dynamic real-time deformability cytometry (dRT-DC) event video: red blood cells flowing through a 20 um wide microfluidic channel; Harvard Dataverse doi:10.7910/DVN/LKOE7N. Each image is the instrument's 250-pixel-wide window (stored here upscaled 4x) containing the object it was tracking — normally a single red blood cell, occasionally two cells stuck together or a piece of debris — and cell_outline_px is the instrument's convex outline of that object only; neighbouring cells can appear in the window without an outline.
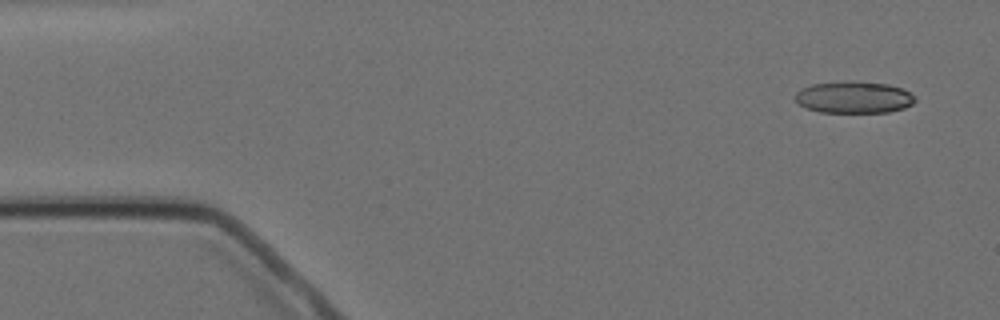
{"species": "Egyptian fruit bat (a non-hibernating species)", "species_latin": "Rousettus aegyptiacus", "temperature_condition": "cold", "stored_images_in_passage": 6, "camera_frame_rate_fps": 3000, "um_per_image_px": 0.085, "animal": {"sex": "female"}, "frame": {"image": 1, "passage_image": 1, "time_ms": 0.0, "image_size_px": [1000, 320], "cell_outline_px": [[916, 100], [912, 104], [904, 108], [888, 112], [820, 112], [808, 108], [800, 104], [792, 96], [796, 92], [812, 84], [840, 80], [852, 80], [888, 84], [904, 88], [916, 96]], "centroid_in_image_um": [72.6, 8.24], "position_along_channel_um": 12.4, "area_um2": 22.6}}
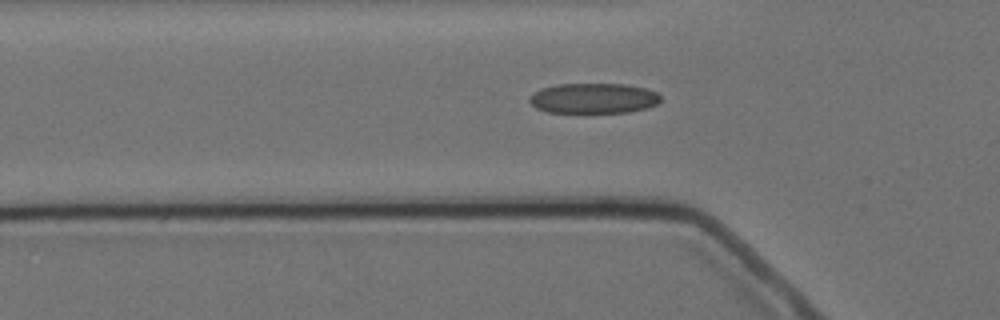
{"frame": {"image": 2, "passage_image": 5, "time_ms": 4.667, "image_size_px": [1000, 320], "cell_outline_px": [[660, 100], [656, 104], [648, 108], [628, 112], [548, 112], [536, 108], [528, 100], [528, 96], [540, 88], [556, 84], [624, 84], [644, 88], [656, 92], [660, 96]], "centroid_in_image_um": [50.41, 8.35], "position_along_channel_um": 75.4, "area_um2": 23.12}}